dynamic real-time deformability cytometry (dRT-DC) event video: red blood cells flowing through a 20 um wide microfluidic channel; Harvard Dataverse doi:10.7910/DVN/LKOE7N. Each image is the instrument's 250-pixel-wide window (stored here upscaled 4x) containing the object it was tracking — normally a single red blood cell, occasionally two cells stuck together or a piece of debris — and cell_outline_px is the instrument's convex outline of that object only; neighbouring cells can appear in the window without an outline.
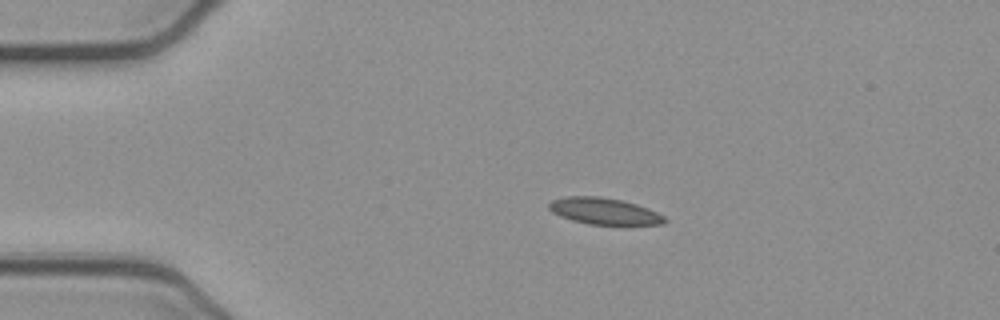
{"species": "common noctule bat (a hibernating species)", "species_latin": "Nyctalus noctula", "temperature_condition": "cold", "stored_images_in_passage": 43, "camera_frame_rate_fps": 3000, "um_per_image_px": 0.085, "animal": {"sex": "female", "body_mass_g": 21.9}, "frame": {"image": 1, "passage_image": 1, "time_ms": 0.0, "image_size_px": [1000, 320], "cell_outline_px": [[668, 220], [664, 224], [588, 224], [572, 220], [560, 216], [552, 212], [548, 208], [548, 204], [552, 200], [568, 196], [600, 196], [620, 200], [636, 204], [648, 208], [664, 216]], "centroid_in_image_um": [51.34, 17.94], "position_along_channel_um": 33.7, "area_um2": 17.74}}
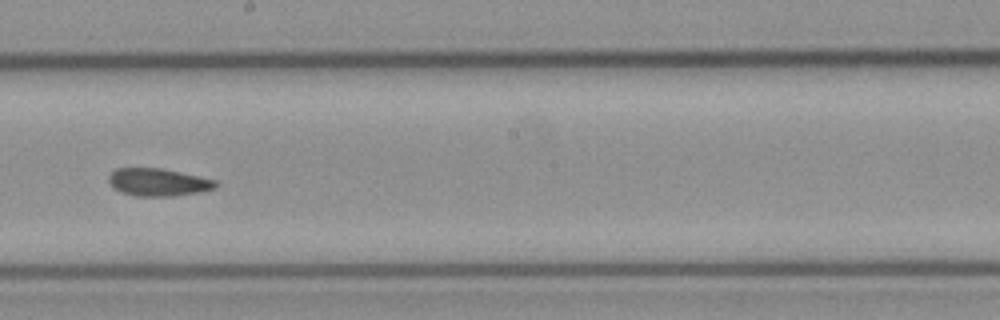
{"frame": {"image": 2, "passage_image": 20, "time_ms": 6.333, "image_size_px": [1000, 320], "cell_outline_px": [[220, 184], [216, 188], [200, 192], [172, 196], [136, 196], [120, 192], [112, 188], [108, 180], [108, 176], [116, 168], [160, 168], [216, 180]], "centroid_in_image_um": [13.43, 15.49], "position_along_channel_um": 234.8, "area_um2": 17.28}}
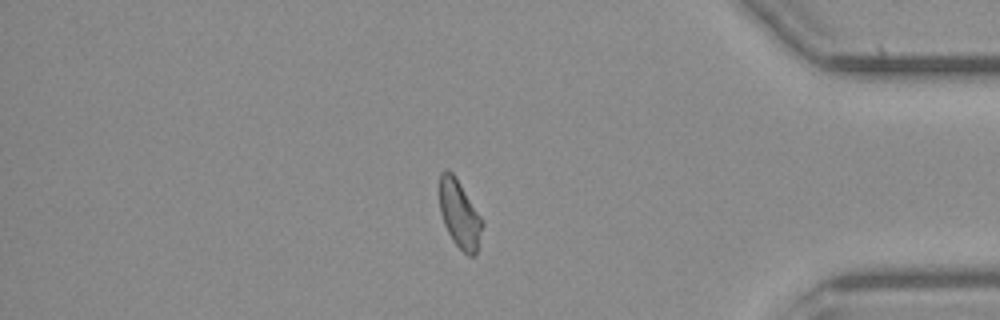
{"frame": {"image": 3, "passage_image": 35, "time_ms": 11.333, "image_size_px": [1000, 320], "cell_outline_px": [[484, 224], [476, 252], [472, 256], [468, 256], [452, 240], [444, 224], [440, 212], [440, 172], [444, 168], [448, 168], [452, 172], [460, 184], [480, 216]], "centroid_in_image_um": [39.04, 18.19], "position_along_channel_um": 396.2, "area_um2": 16.65}, "authors_computed_cell_mechanics": {"area_um2": 17.3978, "velocity_mm_per_s": 3.8621, "shape_relaxation_time_tau1_ms": null, "shape_relaxation_time_tau2_ms": 5.377, "deformation_change_tau1": null, "deformation_change_tau2": 0.1295}}